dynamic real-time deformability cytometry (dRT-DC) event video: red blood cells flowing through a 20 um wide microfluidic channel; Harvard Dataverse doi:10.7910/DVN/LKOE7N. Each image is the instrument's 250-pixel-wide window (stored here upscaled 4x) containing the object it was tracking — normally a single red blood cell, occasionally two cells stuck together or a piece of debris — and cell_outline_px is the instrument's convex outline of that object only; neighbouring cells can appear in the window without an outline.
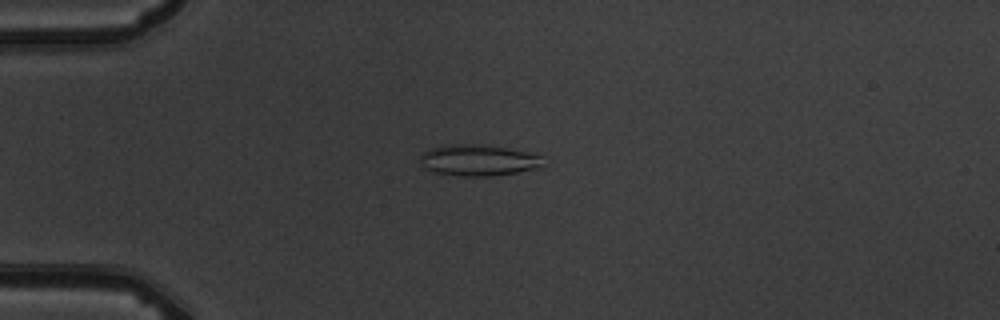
{"species": "common noctule bat (a hibernating species)", "species_latin": "Nyctalus noctula", "temperature_condition": "warm", "stored_images_in_passage": 6, "camera_frame_rate_fps": 3000, "um_per_image_px": 0.085, "animal": {"sex": "male", "body_mass_g": 19.5, "forearm_length_mm": 54.6}, "frame": {"image": 1, "passage_image": 4, "time_ms": 3.667, "image_size_px": [1000, 320], "cell_outline_px": [[548, 164], [544, 168], [492, 176], [460, 176], [432, 172], [424, 168], [420, 164], [420, 156], [424, 152], [432, 148], [452, 144], [488, 144], [528, 152], [540, 156]], "centroid_in_image_um": [40.73, 13.63], "position_along_channel_um": 44.3, "area_um2": 22.89}}
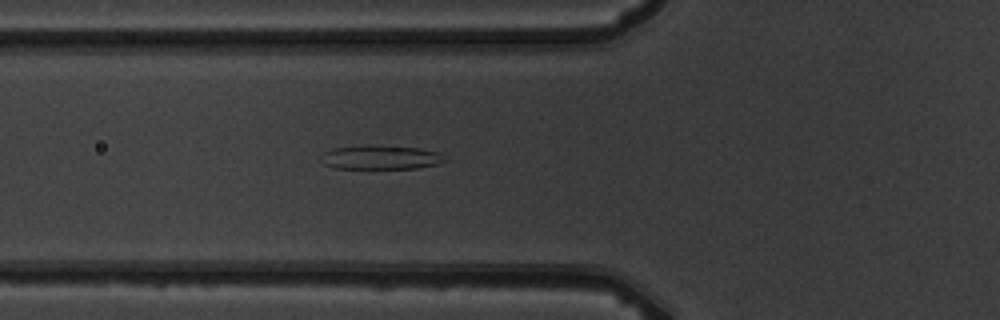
{"frame": {"image": 2, "passage_image": 6, "time_ms": 5.667, "image_size_px": [1000, 320], "cell_outline_px": [[448, 160], [436, 164], [416, 168], [336, 168], [324, 164], [320, 160], [320, 156], [324, 152], [332, 148], [368, 144], [420, 148], [436, 152], [448, 156]], "centroid_in_image_um": [32.35, 13.36], "position_along_channel_um": 93.5, "area_um2": 17.57}}